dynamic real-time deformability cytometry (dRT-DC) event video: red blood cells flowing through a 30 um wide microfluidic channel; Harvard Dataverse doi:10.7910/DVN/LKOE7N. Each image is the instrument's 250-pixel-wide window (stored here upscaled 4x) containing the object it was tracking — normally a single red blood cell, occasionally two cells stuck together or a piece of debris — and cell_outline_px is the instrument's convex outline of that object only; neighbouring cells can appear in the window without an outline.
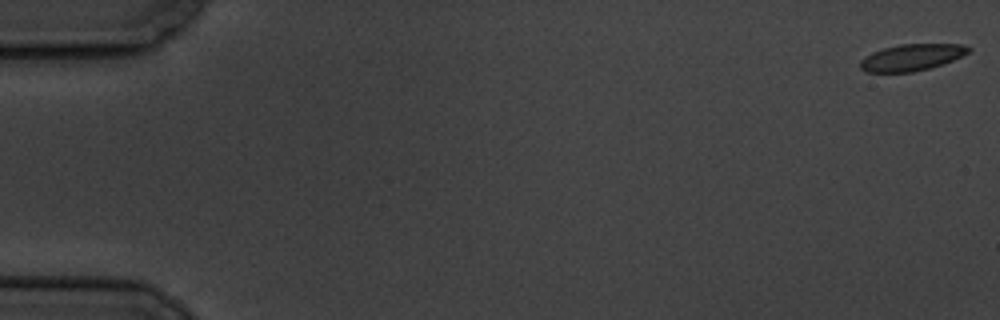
{"species": "common noctule bat (a hibernating species)", "species_latin": "Nyctalus noctula", "temperature_condition": "cold", "stored_images_in_passage": 58, "camera_frame_rate_fps": 3000, "um_per_image_px": 0.085, "animal": {"sex": "male", "body_mass_g": 19.5, "forearm_length_mm": 54.6}, "frame": {"image": 1, "passage_image": 1, "time_ms": 0.0, "image_size_px": [1000, 320], "cell_outline_px": [[972, 48], [968, 52], [944, 64], [912, 72], [864, 72], [860, 68], [860, 60], [872, 52], [884, 48], [900, 44], [964, 44]], "centroid_in_image_um": [77.47, 4.87], "position_along_channel_um": 7.5, "area_um2": 16.7}}
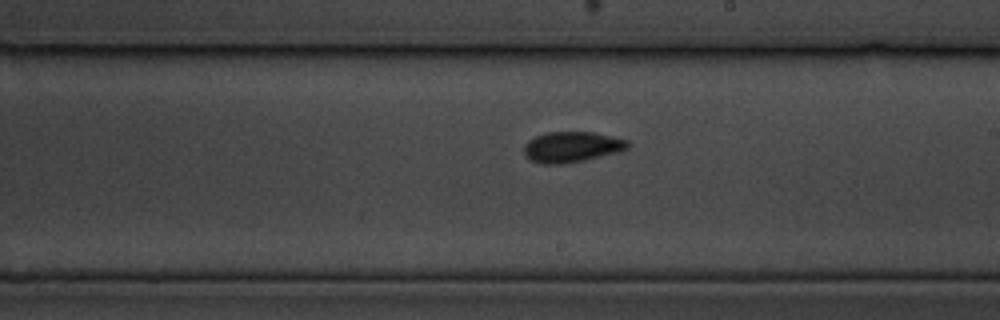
{"frame": {"image": 2, "passage_image": 34, "time_ms": 11.0, "image_size_px": [1000, 320], "cell_outline_px": [[632, 144], [628, 148], [616, 152], [580, 160], [560, 164], [540, 164], [532, 160], [524, 152], [524, 148], [528, 140], [544, 132], [592, 132], [612, 136], [628, 140]], "centroid_in_image_um": [48.6, 12.47], "position_along_channel_um": 240.4, "area_um2": 18.21}}
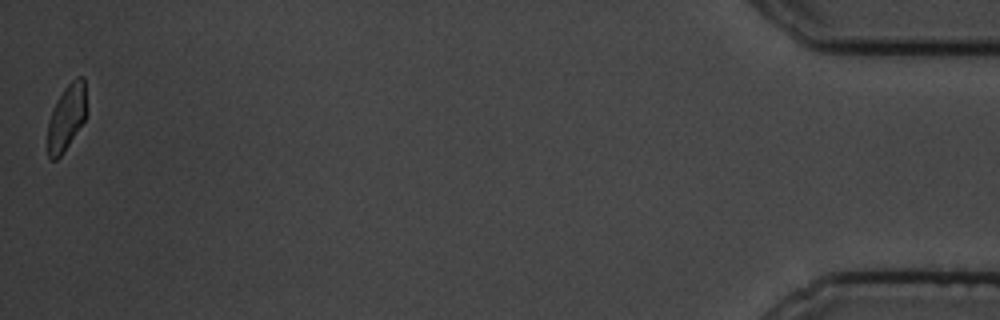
{"frame": {"image": 3, "passage_image": 58, "time_ms": 19.0, "image_size_px": [1000, 320], "cell_outline_px": [[88, 112], [84, 120], [60, 156], [56, 160], [52, 160], [48, 156], [48, 120], [56, 100], [64, 88], [76, 76], [84, 76]], "centroid_in_image_um": [5.68, 9.91], "position_along_channel_um": 429.5, "area_um2": 15.03}, "authors_computed_cell_mechanics": {"area_um2": 17.2533, "velocity_mm_per_s": 3.4859, "shape_relaxation_time_tau1_ms": 3.3266, "shape_relaxation_time_tau2_ms": 1.8775, "deformation_change_tau1": 0.1064, "deformation_change_tau2": 0.0616}}